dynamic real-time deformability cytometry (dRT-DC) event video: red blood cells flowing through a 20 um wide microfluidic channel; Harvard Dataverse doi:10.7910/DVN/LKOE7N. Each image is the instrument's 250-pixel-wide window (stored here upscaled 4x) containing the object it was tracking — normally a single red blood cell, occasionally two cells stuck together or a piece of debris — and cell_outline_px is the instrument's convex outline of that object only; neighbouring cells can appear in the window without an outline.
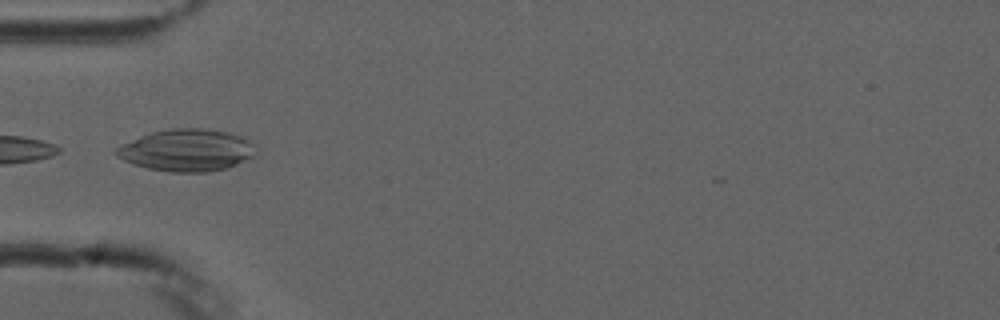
{"species": "common noctule bat (a hibernating species)", "species_latin": "Nyctalus noctula", "temperature_condition": "cold", "stored_images_in_passage": 8, "camera_frame_rate_fps": 3000, "um_per_image_px": 0.085, "animal": {"sex": "male", "forearm_length_mm": 52.5}, "frame": {"image": 1, "passage_image": 5, "time_ms": 4.667, "image_size_px": [1000, 320], "cell_outline_px": [[256, 156], [228, 168], [208, 172], [172, 172], [148, 168], [132, 164], [116, 156], [112, 152], [116, 148], [124, 144], [152, 132], [172, 128], [204, 128], [224, 132], [240, 136], [248, 140], [252, 144]], "centroid_in_image_um": [15.88, 12.78], "position_along_channel_um": 69.1, "area_um2": 33.93}}
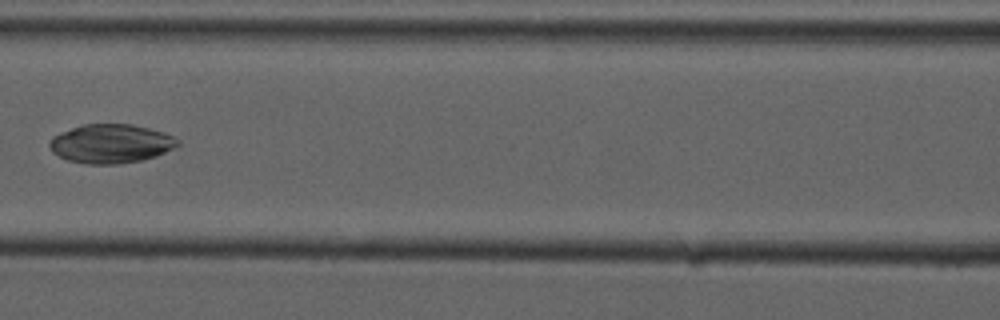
{"frame": {"image": 2, "passage_image": 7, "time_ms": 7.0, "image_size_px": [1000, 320], "cell_outline_px": [[180, 144], [176, 148], [156, 156], [140, 160], [120, 164], [88, 164], [68, 160], [52, 152], [48, 144], [52, 136], [60, 132], [84, 124], [132, 124], [148, 128], [172, 136], [180, 140]], "centroid_in_image_um": [9.42, 12.21], "position_along_channel_um": 157.2, "area_um2": 29.07}}
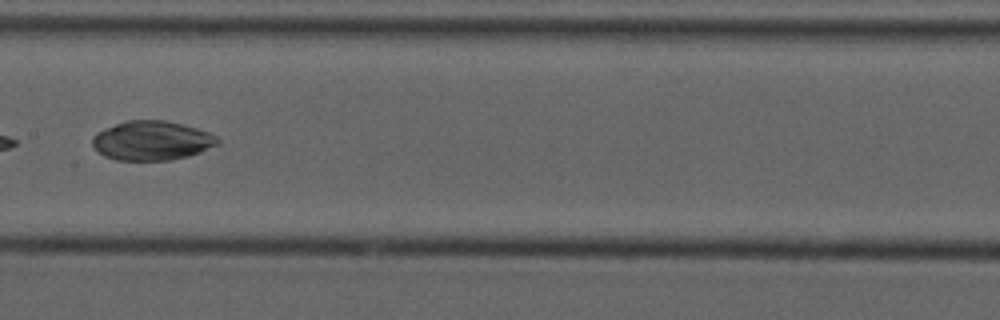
{"frame": {"image": 3, "passage_image": 8, "time_ms": 8.0, "image_size_px": [1000, 320], "cell_outline_px": [[220, 144], [200, 152], [188, 156], [172, 160], [116, 160], [104, 156], [92, 148], [92, 136], [96, 132], [116, 124], [128, 120], [168, 120], [196, 128], [208, 132], [216, 136], [220, 140]], "centroid_in_image_um": [12.89, 11.95], "position_along_channel_um": 194.5, "area_um2": 28.9}}